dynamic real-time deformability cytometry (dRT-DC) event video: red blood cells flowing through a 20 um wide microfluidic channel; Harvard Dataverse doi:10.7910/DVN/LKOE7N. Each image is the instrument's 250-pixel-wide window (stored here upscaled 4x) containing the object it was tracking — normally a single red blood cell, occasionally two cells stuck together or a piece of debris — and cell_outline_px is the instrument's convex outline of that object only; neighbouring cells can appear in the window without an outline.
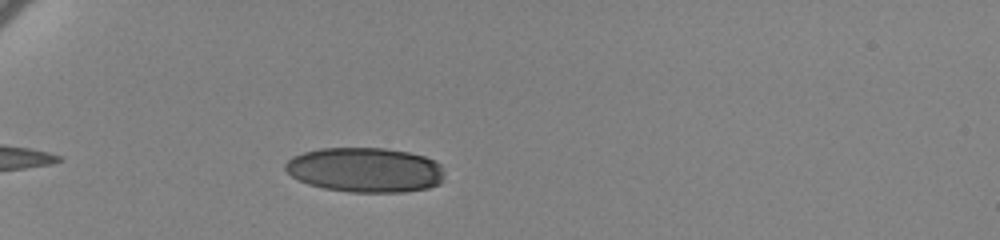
{"species": "human", "species_latin": "Homo sapiens", "temperature_condition": "cold", "stored_images_in_passage": 36, "camera_frame_rate_fps": 3000, "um_per_image_px": 0.085, "donor": {"sex": "female"}, "frame": {"image": 1, "passage_image": 1, "time_ms": 0.0, "image_size_px": [1000, 240], "cell_outline_px": [[444, 176], [440, 184], [428, 188], [404, 192], [348, 192], [324, 188], [308, 184], [292, 176], [284, 168], [284, 164], [292, 156], [304, 152], [320, 148], [384, 148], [408, 152], [424, 156], [436, 160], [440, 164], [444, 172]], "centroid_in_image_um": [31.06, 14.44], "position_along_channel_um": 53.9, "area_um2": 41.73}}
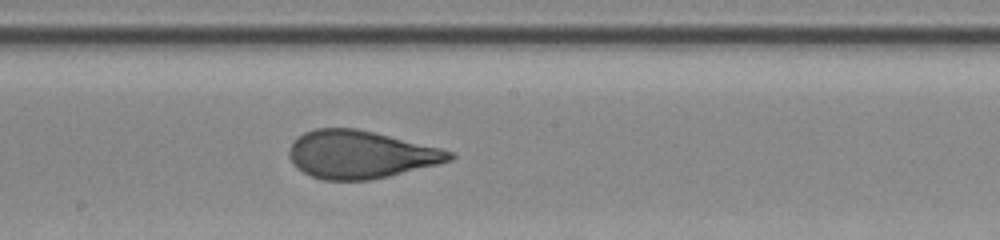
{"frame": {"image": 2, "passage_image": 18, "time_ms": 5.667, "image_size_px": [1000, 240], "cell_outline_px": [[456, 156], [452, 160], [388, 176], [368, 180], [324, 180], [312, 176], [296, 168], [292, 164], [288, 156], [288, 148], [292, 140], [304, 132], [316, 128], [356, 128], [440, 148], [452, 152]], "centroid_in_image_um": [30.56, 13.13], "position_along_channel_um": 217.6, "area_um2": 44.51}}
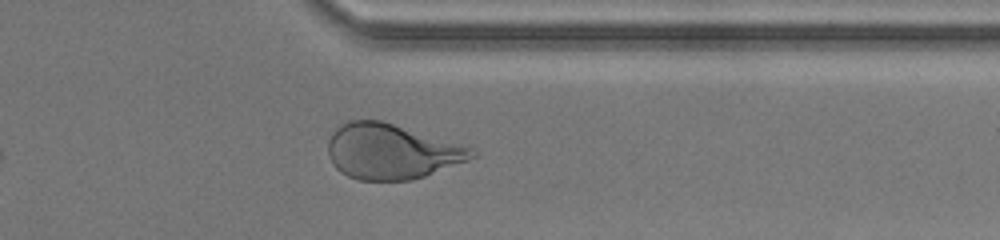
{"frame": {"image": 3, "passage_image": 32, "time_ms": 10.333, "image_size_px": [1000, 240], "cell_outline_px": [[476, 156], [468, 160], [424, 176], [412, 180], [360, 180], [348, 176], [340, 172], [332, 164], [328, 156], [328, 140], [332, 132], [340, 124], [348, 120], [380, 120], [476, 148]], "centroid_in_image_um": [33.26, 12.87], "position_along_channel_um": 378.1, "area_um2": 46.36}, "authors_computed_cell_mechanics": {"area_um2": 44.8528, "velocity_mm_per_s": 3.4406, "shape_relaxation_time_tau1_ms": 4.1827, "shape_relaxation_time_tau2_ms": 0.7629, "deformation_change_tau1": 0.1732, "deformation_change_tau2": 0.0747}}